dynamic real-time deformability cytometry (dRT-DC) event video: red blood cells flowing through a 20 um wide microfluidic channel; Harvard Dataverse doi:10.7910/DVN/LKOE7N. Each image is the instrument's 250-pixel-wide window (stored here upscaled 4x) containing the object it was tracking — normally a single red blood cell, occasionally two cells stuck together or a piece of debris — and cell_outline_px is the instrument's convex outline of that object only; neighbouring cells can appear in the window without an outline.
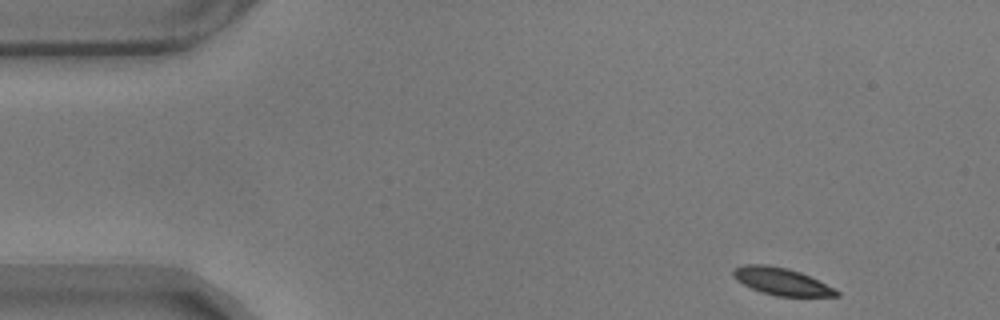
{"species": "common noctule bat (a hibernating species)", "species_latin": "Nyctalus noctula", "temperature_condition": "warm", "stored_images_in_passage": 53, "camera_frame_rate_fps": 3000, "um_per_image_px": 0.085, "animal": {"sex": "male", "body_mass_g": 17.9}, "frame": {"image": 1, "passage_image": 1, "time_ms": 0.0, "image_size_px": [1000, 320], "cell_outline_px": [[840, 296], [776, 296], [760, 292], [736, 280], [732, 276], [732, 268], [744, 264], [768, 264], [788, 268], [800, 272], [836, 288], [840, 292]], "centroid_in_image_um": [66.41, 23.91], "position_along_channel_um": 18.6, "area_um2": 16.59}}
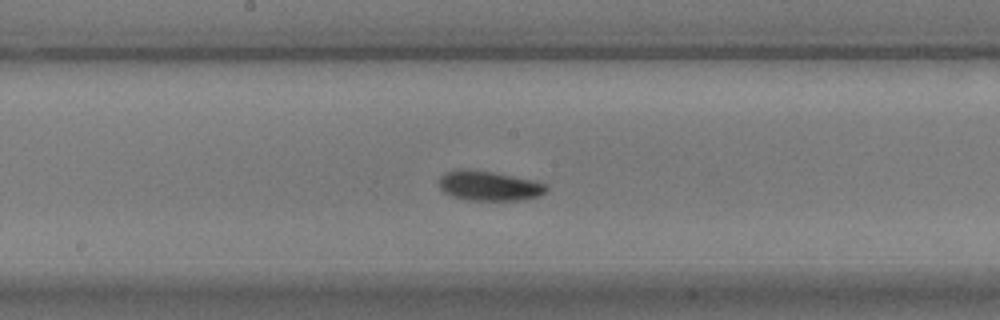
{"frame": {"image": 2, "passage_image": 25, "time_ms": 8.0, "image_size_px": [1000, 320], "cell_outline_px": [[548, 188], [540, 196], [520, 200], [464, 200], [452, 196], [444, 192], [440, 188], [440, 176], [444, 172], [492, 172], [532, 180], [544, 184]], "centroid_in_image_um": [41.6, 15.85], "position_along_channel_um": 206.6, "area_um2": 17.8}}
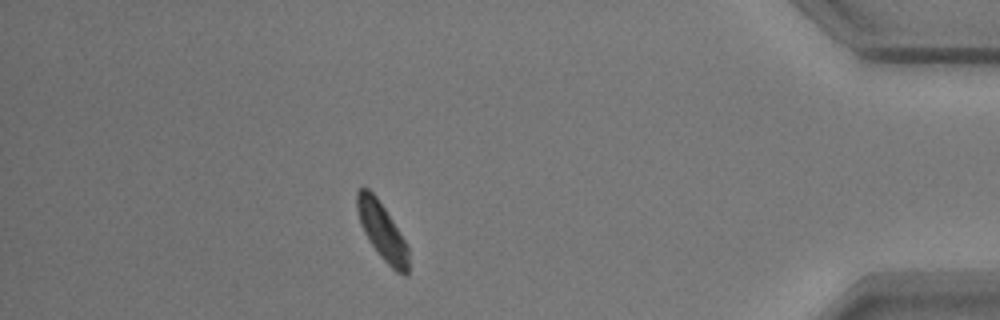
{"frame": {"image": 3, "passage_image": 46, "time_ms": 15.0, "image_size_px": [1000, 320], "cell_outline_px": [[408, 276], [404, 276], [396, 272], [380, 256], [368, 240], [360, 224], [356, 208], [356, 192], [360, 188], [368, 188], [376, 196], [392, 220], [404, 240], [408, 248]], "centroid_in_image_um": [32.46, 19.66], "position_along_channel_um": 402.7, "area_um2": 16.99}, "authors_computed_cell_mechanics": {"area_um2": 17.34, "velocity_mm_per_s": 3.4627, "shape_relaxation_time_tau1_ms": 1.9731, "shape_relaxation_time_tau2_ms": null, "deformation_change_tau1": 0.0805, "deformation_change_tau2": null}}